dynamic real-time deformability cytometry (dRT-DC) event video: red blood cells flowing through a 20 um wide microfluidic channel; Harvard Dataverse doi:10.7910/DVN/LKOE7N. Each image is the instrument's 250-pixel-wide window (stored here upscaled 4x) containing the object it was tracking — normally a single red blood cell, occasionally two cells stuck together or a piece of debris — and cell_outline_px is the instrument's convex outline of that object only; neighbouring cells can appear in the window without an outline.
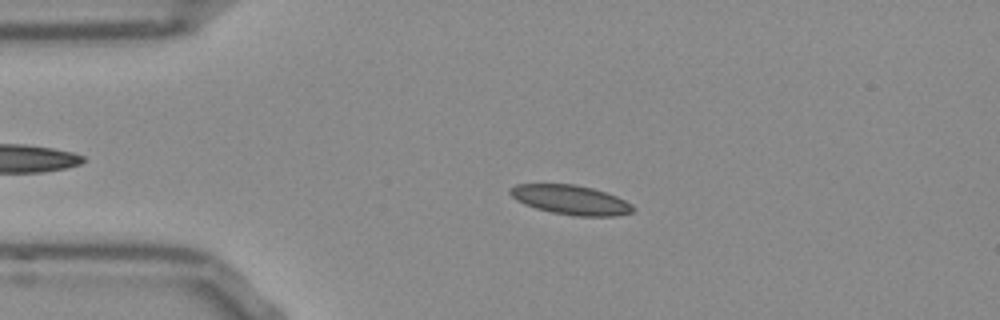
{"species": "Egyptian fruit bat (a non-hibernating species)", "species_latin": "Rousettus aegyptiacus", "temperature_condition": "room temperature", "stored_images_in_passage": 53, "camera_frame_rate_fps": 3000, "um_per_image_px": 0.085, "frame": {"image": 1, "passage_image": 11, "time_ms": 3.333, "image_size_px": [1000, 320], "cell_outline_px": [[636, 208], [632, 212], [616, 216], [576, 216], [552, 212], [536, 208], [524, 204], [516, 200], [508, 192], [508, 188], [516, 184], [572, 184], [592, 188], [616, 196], [632, 204]], "centroid_in_image_um": [48.49, 16.99], "position_along_channel_um": 36.5, "area_um2": 21.04}}
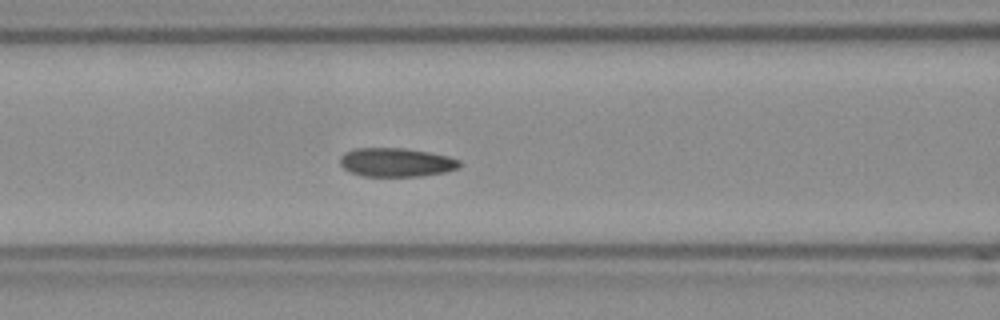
{"frame": {"image": 2, "passage_image": 21, "time_ms": 6.667, "image_size_px": [1000, 320], "cell_outline_px": [[460, 164], [456, 168], [444, 172], [420, 176], [364, 176], [352, 172], [344, 168], [340, 164], [340, 156], [344, 152], [352, 148], [404, 148], [428, 152], [448, 156], [460, 160]], "centroid_in_image_um": [33.64, 13.79], "position_along_channel_um": 133.0, "area_um2": 19.94}}
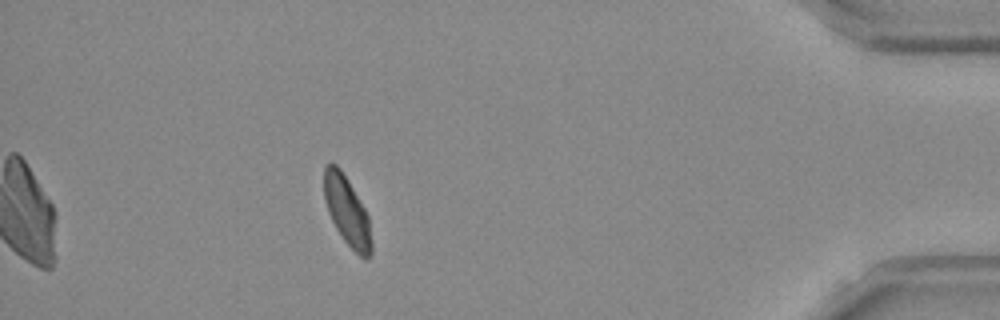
{"frame": {"image": 3, "passage_image": 47, "time_ms": 15.333, "image_size_px": [1000, 320], "cell_outline_px": [[372, 252], [368, 260], [364, 260], [344, 240], [336, 228], [328, 212], [324, 200], [324, 168], [328, 164], [336, 164], [340, 168], [364, 208], [368, 216], [372, 240]], "centroid_in_image_um": [29.51, 17.98], "position_along_channel_um": 405.7, "area_um2": 18.84}, "authors_computed_cell_mechanics": {"area_um2": 19.941, "velocity_mm_per_s": 3.7759, "shape_relaxation_time_tau1_ms": null, "shape_relaxation_time_tau2_ms": 2.2738, "deformation_change_tau1": null, "deformation_change_tau2": 0.0493}}